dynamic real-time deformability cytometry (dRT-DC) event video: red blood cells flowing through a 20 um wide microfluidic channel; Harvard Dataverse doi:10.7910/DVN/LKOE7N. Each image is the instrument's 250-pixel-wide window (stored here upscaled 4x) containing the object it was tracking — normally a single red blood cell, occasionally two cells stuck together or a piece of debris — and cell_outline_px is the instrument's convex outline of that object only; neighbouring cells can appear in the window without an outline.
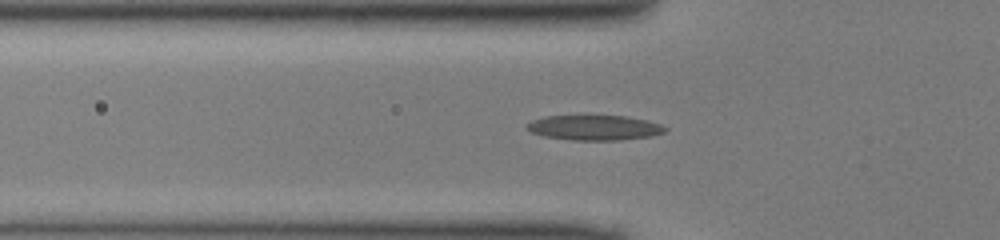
{"species": "common noctule bat (a hibernating species)", "species_latin": "Nyctalus noctula", "temperature_condition": "cold", "stored_images_in_passage": 45, "camera_frame_rate_fps": 3000, "um_per_image_px": 0.085, "animal": {"sex": "male", "body_mass_g": 13.0, "forearm_length_mm": 53.1}, "frame": {"image": 1, "passage_image": 16, "time_ms": 5.0, "image_size_px": [1000, 240], "cell_outline_px": [[668, 128], [664, 132], [652, 136], [620, 140], [572, 140], [544, 136], [532, 132], [524, 128], [524, 124], [532, 120], [544, 116], [624, 116], [648, 120], [660, 124]], "centroid_in_image_um": [50.5, 10.85], "position_along_channel_um": 75.3, "area_um2": 20.23}}
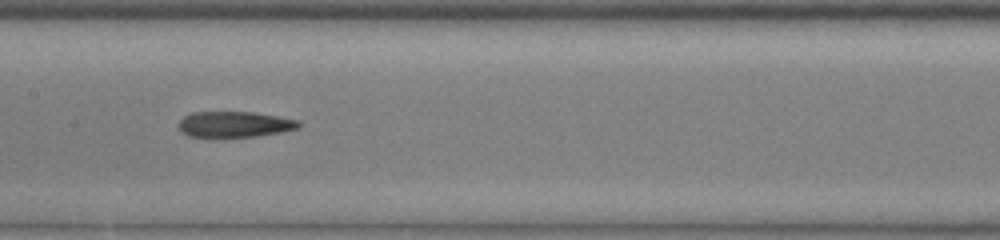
{"frame": {"image": 2, "passage_image": 24, "time_ms": 7.667, "image_size_px": [1000, 240], "cell_outline_px": [[300, 128], [284, 132], [256, 136], [224, 140], [208, 140], [188, 136], [180, 132], [176, 124], [184, 116], [192, 112], [252, 112], [300, 120]], "centroid_in_image_um": [19.85, 10.63], "position_along_channel_um": 187.5, "area_um2": 19.31}}
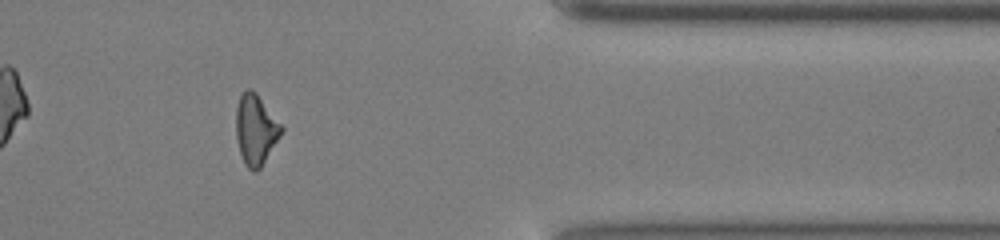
{"frame": {"image": 3, "passage_image": 40, "time_ms": 13.0, "image_size_px": [1000, 240], "cell_outline_px": [[284, 128], [280, 136], [260, 168], [256, 172], [252, 172], [244, 164], [236, 140], [236, 108], [240, 96], [244, 88], [252, 88], [256, 92]], "centroid_in_image_um": [21.71, 11.0], "position_along_channel_um": 389.7, "area_um2": 18.61}}